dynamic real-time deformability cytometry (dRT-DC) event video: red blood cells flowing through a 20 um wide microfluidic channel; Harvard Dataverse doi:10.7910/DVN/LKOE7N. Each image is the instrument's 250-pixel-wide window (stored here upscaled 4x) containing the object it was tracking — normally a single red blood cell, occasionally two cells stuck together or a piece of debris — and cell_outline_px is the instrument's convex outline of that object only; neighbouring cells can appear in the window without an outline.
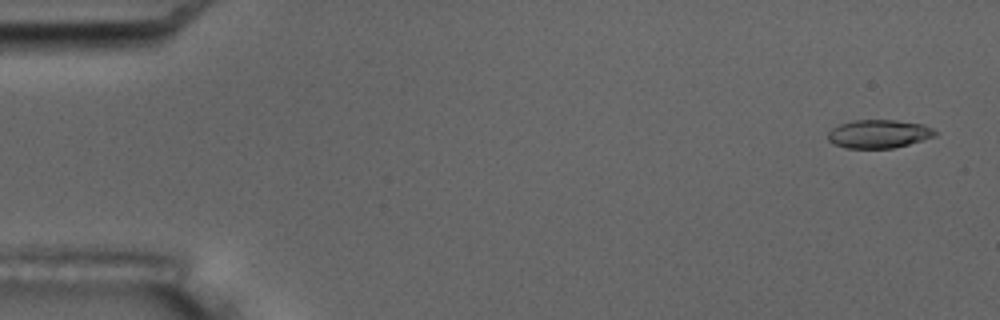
{"species": "common noctule bat (a hibernating species)", "species_latin": "Nyctalus noctula", "temperature_condition": "room temperature", "stored_images_in_passage": 4, "camera_frame_rate_fps": 3000, "um_per_image_px": 0.085, "animal": {"sex": "male", "body_mass_g": 17.5, "forearm_length_mm": 52.3}, "frame": {"image": 1, "passage_image": 1, "time_ms": 0.0, "image_size_px": [1000, 320], "cell_outline_px": [[940, 132], [936, 136], [908, 144], [892, 148], [844, 148], [832, 144], [828, 140], [828, 132], [832, 128], [840, 124], [852, 120], [896, 120], [924, 124]], "centroid_in_image_um": [74.7, 11.38], "position_along_channel_um": 10.3, "area_um2": 17.92}}